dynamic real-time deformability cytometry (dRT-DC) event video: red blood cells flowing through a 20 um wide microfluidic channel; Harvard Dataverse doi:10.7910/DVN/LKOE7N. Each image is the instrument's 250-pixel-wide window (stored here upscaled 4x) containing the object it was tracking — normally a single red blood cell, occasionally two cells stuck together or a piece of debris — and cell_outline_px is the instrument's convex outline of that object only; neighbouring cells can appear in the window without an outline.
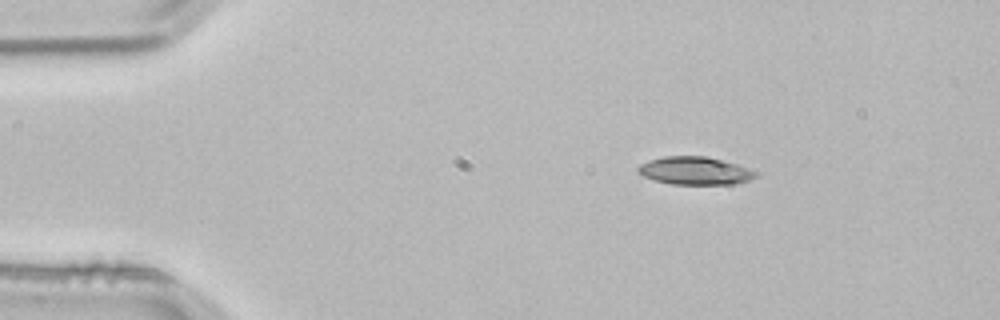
{"species": "common noctule bat (a hibernating species)", "species_latin": "Nyctalus noctula", "temperature_condition": "room temperature", "stored_images_in_passage": 2, "camera_frame_rate_fps": 3000, "um_per_image_px": 0.085, "animal": {"sex": "male", "body_mass_g": 21.5, "forearm_length_mm": 52.0}, "frame": {"image": 1, "passage_image": 1, "time_ms": 0.0, "image_size_px": [1000, 320], "cell_outline_px": [[756, 176], [748, 180], [732, 184], [672, 184], [656, 180], [644, 176], [636, 172], [636, 168], [640, 164], [648, 160], [664, 156], [704, 156], [736, 164], [756, 172]], "centroid_in_image_um": [59.0, 14.51], "position_along_channel_um": 26.0, "area_um2": 18.84}}